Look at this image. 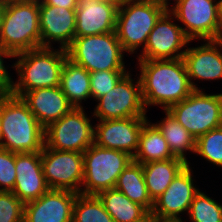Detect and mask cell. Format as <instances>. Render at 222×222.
Instances as JSON below:
<instances>
[{
	"label": "cell",
	"instance_id": "obj_1",
	"mask_svg": "<svg viewBox=\"0 0 222 222\" xmlns=\"http://www.w3.org/2000/svg\"><path fill=\"white\" fill-rule=\"evenodd\" d=\"M138 65L146 110L151 105H159L162 110H168L194 91L190 85L183 58L138 60Z\"/></svg>",
	"mask_w": 222,
	"mask_h": 222
},
{
	"label": "cell",
	"instance_id": "obj_2",
	"mask_svg": "<svg viewBox=\"0 0 222 222\" xmlns=\"http://www.w3.org/2000/svg\"><path fill=\"white\" fill-rule=\"evenodd\" d=\"M0 147L13 153L41 152L45 128L38 122L21 97L0 95Z\"/></svg>",
	"mask_w": 222,
	"mask_h": 222
},
{
	"label": "cell",
	"instance_id": "obj_3",
	"mask_svg": "<svg viewBox=\"0 0 222 222\" xmlns=\"http://www.w3.org/2000/svg\"><path fill=\"white\" fill-rule=\"evenodd\" d=\"M12 65L18 74L11 94L21 97L25 92L38 88L60 86L61 71L67 58L66 49L39 47L14 56Z\"/></svg>",
	"mask_w": 222,
	"mask_h": 222
},
{
	"label": "cell",
	"instance_id": "obj_4",
	"mask_svg": "<svg viewBox=\"0 0 222 222\" xmlns=\"http://www.w3.org/2000/svg\"><path fill=\"white\" fill-rule=\"evenodd\" d=\"M0 45L14 55L41 47L39 0L6 2Z\"/></svg>",
	"mask_w": 222,
	"mask_h": 222
},
{
	"label": "cell",
	"instance_id": "obj_5",
	"mask_svg": "<svg viewBox=\"0 0 222 222\" xmlns=\"http://www.w3.org/2000/svg\"><path fill=\"white\" fill-rule=\"evenodd\" d=\"M67 58L88 72L126 70V53L116 32L75 37L66 48Z\"/></svg>",
	"mask_w": 222,
	"mask_h": 222
},
{
	"label": "cell",
	"instance_id": "obj_6",
	"mask_svg": "<svg viewBox=\"0 0 222 222\" xmlns=\"http://www.w3.org/2000/svg\"><path fill=\"white\" fill-rule=\"evenodd\" d=\"M163 13L161 8L147 0H124L118 6L115 27L123 50L134 54L139 47L144 49L150 32Z\"/></svg>",
	"mask_w": 222,
	"mask_h": 222
},
{
	"label": "cell",
	"instance_id": "obj_7",
	"mask_svg": "<svg viewBox=\"0 0 222 222\" xmlns=\"http://www.w3.org/2000/svg\"><path fill=\"white\" fill-rule=\"evenodd\" d=\"M132 160L126 152L93 143L83 153L84 179L80 194L98 195L115 188L118 176Z\"/></svg>",
	"mask_w": 222,
	"mask_h": 222
},
{
	"label": "cell",
	"instance_id": "obj_8",
	"mask_svg": "<svg viewBox=\"0 0 222 222\" xmlns=\"http://www.w3.org/2000/svg\"><path fill=\"white\" fill-rule=\"evenodd\" d=\"M197 140L222 126V93L194 90L186 99L167 110Z\"/></svg>",
	"mask_w": 222,
	"mask_h": 222
},
{
	"label": "cell",
	"instance_id": "obj_9",
	"mask_svg": "<svg viewBox=\"0 0 222 222\" xmlns=\"http://www.w3.org/2000/svg\"><path fill=\"white\" fill-rule=\"evenodd\" d=\"M83 107H74L45 128L48 148L84 153L94 143V125Z\"/></svg>",
	"mask_w": 222,
	"mask_h": 222
},
{
	"label": "cell",
	"instance_id": "obj_10",
	"mask_svg": "<svg viewBox=\"0 0 222 222\" xmlns=\"http://www.w3.org/2000/svg\"><path fill=\"white\" fill-rule=\"evenodd\" d=\"M128 71L105 95L98 98L92 116L98 120L147 117L144 106L141 82L131 78ZM136 83V84H134Z\"/></svg>",
	"mask_w": 222,
	"mask_h": 222
},
{
	"label": "cell",
	"instance_id": "obj_11",
	"mask_svg": "<svg viewBox=\"0 0 222 222\" xmlns=\"http://www.w3.org/2000/svg\"><path fill=\"white\" fill-rule=\"evenodd\" d=\"M170 13L184 24L181 28L191 41L219 40L220 0H180Z\"/></svg>",
	"mask_w": 222,
	"mask_h": 222
},
{
	"label": "cell",
	"instance_id": "obj_12",
	"mask_svg": "<svg viewBox=\"0 0 222 222\" xmlns=\"http://www.w3.org/2000/svg\"><path fill=\"white\" fill-rule=\"evenodd\" d=\"M41 162L50 189L80 193L84 179L83 153L55 150L44 145Z\"/></svg>",
	"mask_w": 222,
	"mask_h": 222
},
{
	"label": "cell",
	"instance_id": "obj_13",
	"mask_svg": "<svg viewBox=\"0 0 222 222\" xmlns=\"http://www.w3.org/2000/svg\"><path fill=\"white\" fill-rule=\"evenodd\" d=\"M174 19L170 12L161 15L148 36L145 48L137 57L138 60L183 58L186 52L184 47L192 41L185 35L181 26L173 22Z\"/></svg>",
	"mask_w": 222,
	"mask_h": 222
},
{
	"label": "cell",
	"instance_id": "obj_14",
	"mask_svg": "<svg viewBox=\"0 0 222 222\" xmlns=\"http://www.w3.org/2000/svg\"><path fill=\"white\" fill-rule=\"evenodd\" d=\"M191 166L187 164L168 188L154 201L150 215L161 221L182 222L180 214L189 211L193 198L200 191L194 186Z\"/></svg>",
	"mask_w": 222,
	"mask_h": 222
},
{
	"label": "cell",
	"instance_id": "obj_15",
	"mask_svg": "<svg viewBox=\"0 0 222 222\" xmlns=\"http://www.w3.org/2000/svg\"><path fill=\"white\" fill-rule=\"evenodd\" d=\"M147 118L98 120L94 126V144L120 150L134 157L138 149L139 135Z\"/></svg>",
	"mask_w": 222,
	"mask_h": 222
},
{
	"label": "cell",
	"instance_id": "obj_16",
	"mask_svg": "<svg viewBox=\"0 0 222 222\" xmlns=\"http://www.w3.org/2000/svg\"><path fill=\"white\" fill-rule=\"evenodd\" d=\"M39 27L41 47H58L66 49L75 38L76 9H67L45 5L39 0Z\"/></svg>",
	"mask_w": 222,
	"mask_h": 222
},
{
	"label": "cell",
	"instance_id": "obj_17",
	"mask_svg": "<svg viewBox=\"0 0 222 222\" xmlns=\"http://www.w3.org/2000/svg\"><path fill=\"white\" fill-rule=\"evenodd\" d=\"M78 193L49 189L40 198L25 203L23 222H72Z\"/></svg>",
	"mask_w": 222,
	"mask_h": 222
},
{
	"label": "cell",
	"instance_id": "obj_18",
	"mask_svg": "<svg viewBox=\"0 0 222 222\" xmlns=\"http://www.w3.org/2000/svg\"><path fill=\"white\" fill-rule=\"evenodd\" d=\"M222 40H206L201 46L187 47L183 56L190 85L202 90L193 81L222 79Z\"/></svg>",
	"mask_w": 222,
	"mask_h": 222
},
{
	"label": "cell",
	"instance_id": "obj_19",
	"mask_svg": "<svg viewBox=\"0 0 222 222\" xmlns=\"http://www.w3.org/2000/svg\"><path fill=\"white\" fill-rule=\"evenodd\" d=\"M15 168L17 176L12 192L24 204L50 189L43 174L41 152L15 153Z\"/></svg>",
	"mask_w": 222,
	"mask_h": 222
},
{
	"label": "cell",
	"instance_id": "obj_20",
	"mask_svg": "<svg viewBox=\"0 0 222 222\" xmlns=\"http://www.w3.org/2000/svg\"><path fill=\"white\" fill-rule=\"evenodd\" d=\"M118 6L111 1H79L75 37L115 32Z\"/></svg>",
	"mask_w": 222,
	"mask_h": 222
},
{
	"label": "cell",
	"instance_id": "obj_21",
	"mask_svg": "<svg viewBox=\"0 0 222 222\" xmlns=\"http://www.w3.org/2000/svg\"><path fill=\"white\" fill-rule=\"evenodd\" d=\"M21 98L44 128L74 108L60 86L34 89L25 92Z\"/></svg>",
	"mask_w": 222,
	"mask_h": 222
},
{
	"label": "cell",
	"instance_id": "obj_22",
	"mask_svg": "<svg viewBox=\"0 0 222 222\" xmlns=\"http://www.w3.org/2000/svg\"><path fill=\"white\" fill-rule=\"evenodd\" d=\"M187 164L178 157L142 164L147 191L153 202L168 188Z\"/></svg>",
	"mask_w": 222,
	"mask_h": 222
},
{
	"label": "cell",
	"instance_id": "obj_23",
	"mask_svg": "<svg viewBox=\"0 0 222 222\" xmlns=\"http://www.w3.org/2000/svg\"><path fill=\"white\" fill-rule=\"evenodd\" d=\"M60 88L74 107H83L82 101L91 97L90 72L66 58L61 71Z\"/></svg>",
	"mask_w": 222,
	"mask_h": 222
},
{
	"label": "cell",
	"instance_id": "obj_24",
	"mask_svg": "<svg viewBox=\"0 0 222 222\" xmlns=\"http://www.w3.org/2000/svg\"><path fill=\"white\" fill-rule=\"evenodd\" d=\"M147 120L139 135L138 149L133 161L144 164L175 158L157 126Z\"/></svg>",
	"mask_w": 222,
	"mask_h": 222
},
{
	"label": "cell",
	"instance_id": "obj_25",
	"mask_svg": "<svg viewBox=\"0 0 222 222\" xmlns=\"http://www.w3.org/2000/svg\"><path fill=\"white\" fill-rule=\"evenodd\" d=\"M97 196L114 222H143L150 216L143 206L132 202L115 188L102 191Z\"/></svg>",
	"mask_w": 222,
	"mask_h": 222
},
{
	"label": "cell",
	"instance_id": "obj_26",
	"mask_svg": "<svg viewBox=\"0 0 222 222\" xmlns=\"http://www.w3.org/2000/svg\"><path fill=\"white\" fill-rule=\"evenodd\" d=\"M115 189L151 213L154 202L148 194L141 163L132 160L118 176Z\"/></svg>",
	"mask_w": 222,
	"mask_h": 222
},
{
	"label": "cell",
	"instance_id": "obj_27",
	"mask_svg": "<svg viewBox=\"0 0 222 222\" xmlns=\"http://www.w3.org/2000/svg\"><path fill=\"white\" fill-rule=\"evenodd\" d=\"M164 112L166 116L154 124L166 139L172 154L190 164L186 153H195L196 139L167 110Z\"/></svg>",
	"mask_w": 222,
	"mask_h": 222
},
{
	"label": "cell",
	"instance_id": "obj_28",
	"mask_svg": "<svg viewBox=\"0 0 222 222\" xmlns=\"http://www.w3.org/2000/svg\"><path fill=\"white\" fill-rule=\"evenodd\" d=\"M72 222H114L97 195L78 193L73 206Z\"/></svg>",
	"mask_w": 222,
	"mask_h": 222
},
{
	"label": "cell",
	"instance_id": "obj_29",
	"mask_svg": "<svg viewBox=\"0 0 222 222\" xmlns=\"http://www.w3.org/2000/svg\"><path fill=\"white\" fill-rule=\"evenodd\" d=\"M187 215L192 222H222V204L199 191Z\"/></svg>",
	"mask_w": 222,
	"mask_h": 222
},
{
	"label": "cell",
	"instance_id": "obj_30",
	"mask_svg": "<svg viewBox=\"0 0 222 222\" xmlns=\"http://www.w3.org/2000/svg\"><path fill=\"white\" fill-rule=\"evenodd\" d=\"M195 154L222 167V126L210 130L196 140Z\"/></svg>",
	"mask_w": 222,
	"mask_h": 222
},
{
	"label": "cell",
	"instance_id": "obj_31",
	"mask_svg": "<svg viewBox=\"0 0 222 222\" xmlns=\"http://www.w3.org/2000/svg\"><path fill=\"white\" fill-rule=\"evenodd\" d=\"M128 70L90 72L91 98L95 101L113 89Z\"/></svg>",
	"mask_w": 222,
	"mask_h": 222
},
{
	"label": "cell",
	"instance_id": "obj_32",
	"mask_svg": "<svg viewBox=\"0 0 222 222\" xmlns=\"http://www.w3.org/2000/svg\"><path fill=\"white\" fill-rule=\"evenodd\" d=\"M24 205L13 192L0 191V222H23Z\"/></svg>",
	"mask_w": 222,
	"mask_h": 222
},
{
	"label": "cell",
	"instance_id": "obj_33",
	"mask_svg": "<svg viewBox=\"0 0 222 222\" xmlns=\"http://www.w3.org/2000/svg\"><path fill=\"white\" fill-rule=\"evenodd\" d=\"M16 176L15 153L0 147V191L12 192Z\"/></svg>",
	"mask_w": 222,
	"mask_h": 222
},
{
	"label": "cell",
	"instance_id": "obj_34",
	"mask_svg": "<svg viewBox=\"0 0 222 222\" xmlns=\"http://www.w3.org/2000/svg\"><path fill=\"white\" fill-rule=\"evenodd\" d=\"M14 54L0 45V95L11 94L14 80L4 65V59L14 58ZM8 57V58H7Z\"/></svg>",
	"mask_w": 222,
	"mask_h": 222
},
{
	"label": "cell",
	"instance_id": "obj_35",
	"mask_svg": "<svg viewBox=\"0 0 222 222\" xmlns=\"http://www.w3.org/2000/svg\"><path fill=\"white\" fill-rule=\"evenodd\" d=\"M45 5L63 7L67 9H76L79 5V0H40Z\"/></svg>",
	"mask_w": 222,
	"mask_h": 222
},
{
	"label": "cell",
	"instance_id": "obj_36",
	"mask_svg": "<svg viewBox=\"0 0 222 222\" xmlns=\"http://www.w3.org/2000/svg\"><path fill=\"white\" fill-rule=\"evenodd\" d=\"M148 2H151L155 6L161 8L164 12H170V6L168 3L169 0H147ZM175 2V6L179 3L180 0H173Z\"/></svg>",
	"mask_w": 222,
	"mask_h": 222
},
{
	"label": "cell",
	"instance_id": "obj_37",
	"mask_svg": "<svg viewBox=\"0 0 222 222\" xmlns=\"http://www.w3.org/2000/svg\"><path fill=\"white\" fill-rule=\"evenodd\" d=\"M5 6H6V2H4L3 0H0V30H1V25H2L3 14L5 11Z\"/></svg>",
	"mask_w": 222,
	"mask_h": 222
},
{
	"label": "cell",
	"instance_id": "obj_38",
	"mask_svg": "<svg viewBox=\"0 0 222 222\" xmlns=\"http://www.w3.org/2000/svg\"><path fill=\"white\" fill-rule=\"evenodd\" d=\"M219 40H222V0H220V31Z\"/></svg>",
	"mask_w": 222,
	"mask_h": 222
},
{
	"label": "cell",
	"instance_id": "obj_39",
	"mask_svg": "<svg viewBox=\"0 0 222 222\" xmlns=\"http://www.w3.org/2000/svg\"><path fill=\"white\" fill-rule=\"evenodd\" d=\"M79 1H84V0H79ZM89 1H111L120 5L124 0H89Z\"/></svg>",
	"mask_w": 222,
	"mask_h": 222
},
{
	"label": "cell",
	"instance_id": "obj_40",
	"mask_svg": "<svg viewBox=\"0 0 222 222\" xmlns=\"http://www.w3.org/2000/svg\"><path fill=\"white\" fill-rule=\"evenodd\" d=\"M143 222H153V217L150 215L146 220Z\"/></svg>",
	"mask_w": 222,
	"mask_h": 222
},
{
	"label": "cell",
	"instance_id": "obj_41",
	"mask_svg": "<svg viewBox=\"0 0 222 222\" xmlns=\"http://www.w3.org/2000/svg\"><path fill=\"white\" fill-rule=\"evenodd\" d=\"M153 222H178V221H161V220H156L153 218ZM182 222H184V221H182Z\"/></svg>",
	"mask_w": 222,
	"mask_h": 222
},
{
	"label": "cell",
	"instance_id": "obj_42",
	"mask_svg": "<svg viewBox=\"0 0 222 222\" xmlns=\"http://www.w3.org/2000/svg\"><path fill=\"white\" fill-rule=\"evenodd\" d=\"M1 139H2V133H1V114H0V144H1Z\"/></svg>",
	"mask_w": 222,
	"mask_h": 222
},
{
	"label": "cell",
	"instance_id": "obj_43",
	"mask_svg": "<svg viewBox=\"0 0 222 222\" xmlns=\"http://www.w3.org/2000/svg\"><path fill=\"white\" fill-rule=\"evenodd\" d=\"M4 2H10V1H28V0H3Z\"/></svg>",
	"mask_w": 222,
	"mask_h": 222
}]
</instances>
